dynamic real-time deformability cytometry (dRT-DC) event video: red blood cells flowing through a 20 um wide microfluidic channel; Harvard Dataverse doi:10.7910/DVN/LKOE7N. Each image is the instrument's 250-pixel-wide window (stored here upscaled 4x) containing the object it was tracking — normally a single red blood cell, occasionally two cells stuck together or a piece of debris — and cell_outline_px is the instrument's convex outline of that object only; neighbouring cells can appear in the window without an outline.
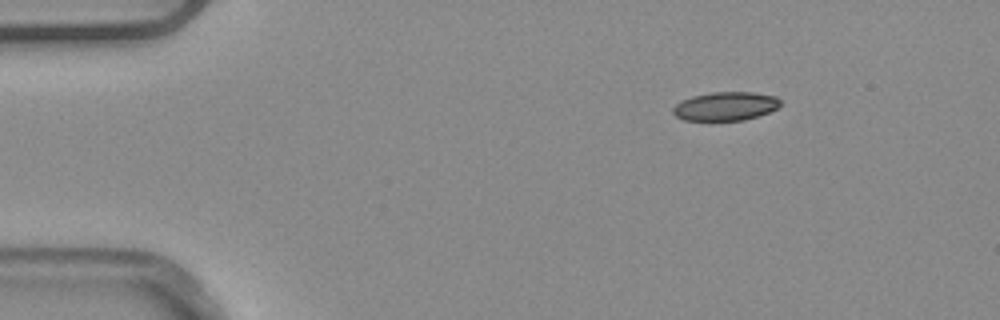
{"species": "common noctule bat (a hibernating species)", "species_latin": "Nyctalus noctula", "temperature_condition": "warm", "stored_images_in_passage": 4, "segment_of_instrument_passage": [1, 2], "camera_frame_rate_fps": 3000, "um_per_image_px": 0.085, "animal": {"sex": "male", "body_mass_g": 20.4}, "frame": {"image": 1, "passage_image": 1, "time_ms": 0.0, "image_size_px": [1000, 320], "cell_outline_px": [[780, 104], [776, 108], [768, 112], [744, 120], [684, 120], [676, 116], [672, 112], [672, 108], [676, 104], [692, 96], [712, 92], [752, 92], [776, 96], [780, 100]], "centroid_in_image_um": [61.66, 9.02], "position_along_channel_um": 23.3, "area_um2": 17.74}}
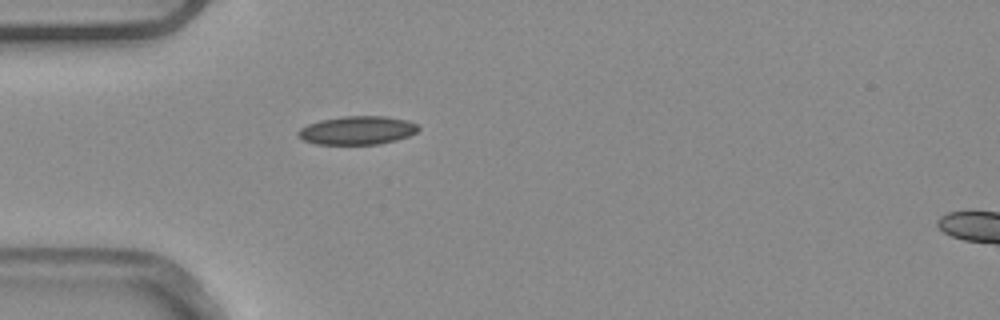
{"frame": {"image": 2, "passage_image": 3, "time_ms": 0.667, "image_size_px": [1000, 320], "cell_outline_px": [[420, 128], [416, 132], [408, 136], [396, 140], [380, 144], [316, 144], [304, 140], [296, 132], [300, 128], [308, 124], [320, 120], [344, 116], [384, 116], [408, 120], [416, 124]], "centroid_in_image_um": [30.38, 11.07], "position_along_channel_um": 54.6, "area_um2": 19.88}}